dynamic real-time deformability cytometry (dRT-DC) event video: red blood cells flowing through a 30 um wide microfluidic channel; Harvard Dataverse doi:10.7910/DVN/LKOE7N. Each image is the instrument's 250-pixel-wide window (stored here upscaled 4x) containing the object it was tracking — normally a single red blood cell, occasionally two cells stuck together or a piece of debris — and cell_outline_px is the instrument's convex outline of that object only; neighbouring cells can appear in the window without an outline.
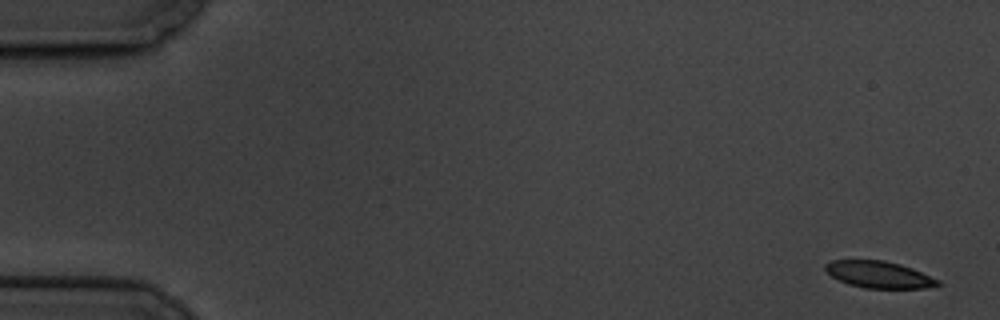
{"species": "common noctule bat (a hibernating species)", "species_latin": "Nyctalus noctula", "temperature_condition": "cold", "stored_images_in_passage": 4, "camera_frame_rate_fps": 3000, "um_per_image_px": 0.085, "animal": {"sex": "male", "body_mass_g": 19.5, "forearm_length_mm": 54.6}, "frame": {"image": 1, "passage_image": 1, "time_ms": 0.0, "image_size_px": [1000, 320], "cell_outline_px": [[940, 284], [924, 288], [864, 288], [848, 284], [832, 276], [824, 268], [824, 264], [832, 260], [884, 260], [900, 264], [912, 268], [940, 280]], "centroid_in_image_um": [74.7, 23.33], "position_along_channel_um": 10.3, "area_um2": 17.46}}